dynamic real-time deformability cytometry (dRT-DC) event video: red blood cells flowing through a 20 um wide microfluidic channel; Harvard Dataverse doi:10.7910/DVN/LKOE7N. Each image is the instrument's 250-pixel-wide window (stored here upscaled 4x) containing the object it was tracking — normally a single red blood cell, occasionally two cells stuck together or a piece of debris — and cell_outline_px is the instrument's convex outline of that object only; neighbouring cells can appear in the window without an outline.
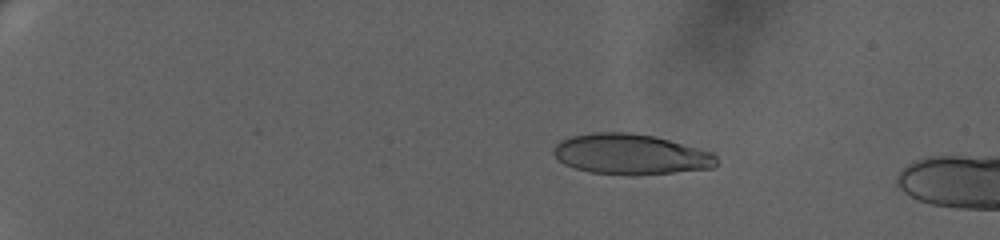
{"species": "human", "species_latin": "Homo sapiens", "temperature_condition": "warm", "stored_images_in_passage": 23, "camera_frame_rate_fps": 3000, "um_per_image_px": 0.085, "donor": {"sex": "female"}, "frame": {"image": 1, "passage_image": 14, "time_ms": 4.333, "image_size_px": [1000, 240], "cell_outline_px": [[716, 164], [712, 168], [632, 176], [592, 172], [576, 168], [564, 164], [552, 152], [552, 148], [560, 140], [572, 136], [592, 132], [628, 132], [656, 136], [712, 152], [716, 156]], "centroid_in_image_um": [53.59, 13.1], "position_along_channel_um": 31.4, "area_um2": 38.44}}